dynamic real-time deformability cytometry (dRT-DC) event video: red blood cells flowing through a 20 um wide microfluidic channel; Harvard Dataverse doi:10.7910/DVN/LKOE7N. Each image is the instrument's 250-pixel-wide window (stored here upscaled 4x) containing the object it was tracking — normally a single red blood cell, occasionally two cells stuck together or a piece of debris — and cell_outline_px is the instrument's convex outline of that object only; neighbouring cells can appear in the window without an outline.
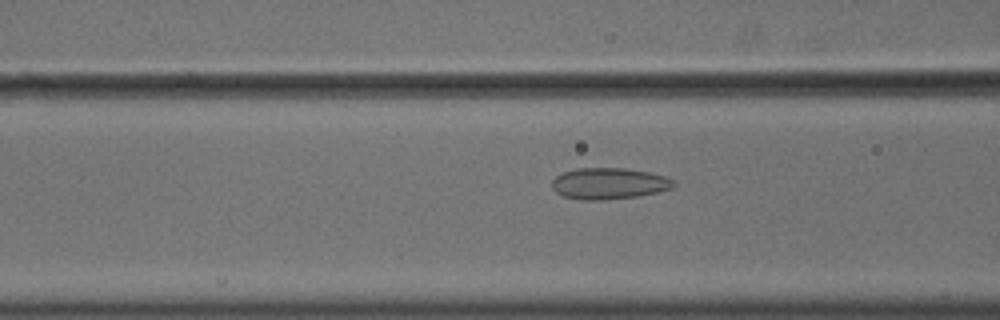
{"species": "common noctule bat (a hibernating species)", "species_latin": "Nyctalus noctula", "temperature_condition": "cold", "stored_images_in_passage": 56, "camera_frame_rate_fps": 3000, "um_per_image_px": 0.085, "animal": {"sex": "male", "body_mass_g": 18.8}, "frame": {"image": 1, "passage_image": 23, "time_ms": 7.333, "image_size_px": [1000, 320], "cell_outline_px": [[676, 184], [672, 188], [656, 192], [636, 196], [604, 200], [584, 200], [564, 196], [556, 192], [552, 188], [552, 180], [556, 176], [564, 172], [576, 168], [624, 168], [648, 172], [664, 176], [676, 180]], "centroid_in_image_um": [51.76, 15.59], "position_along_channel_um": 114.8, "area_um2": 22.14}}
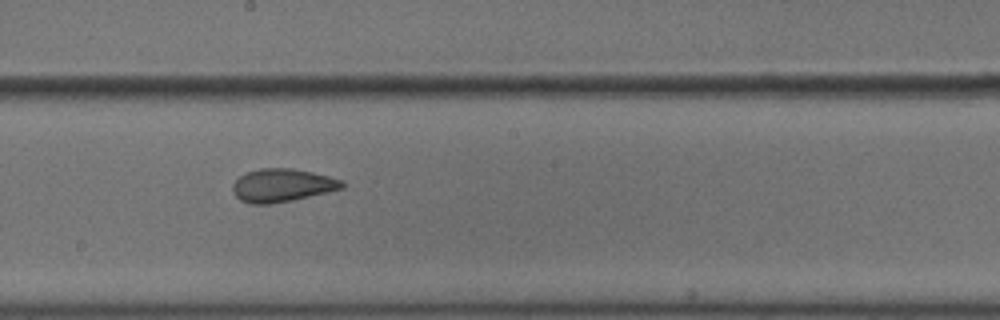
{"frame": {"image": 2, "passage_image": 32, "time_ms": 10.333, "image_size_px": [1000, 320], "cell_outline_px": [[344, 188], [292, 200], [268, 204], [252, 204], [240, 200], [232, 192], [232, 184], [240, 176], [248, 172], [260, 168], [292, 168], [312, 172], [344, 180]], "centroid_in_image_um": [23.98, 15.75], "position_along_channel_um": 224.2, "area_um2": 21.04}}
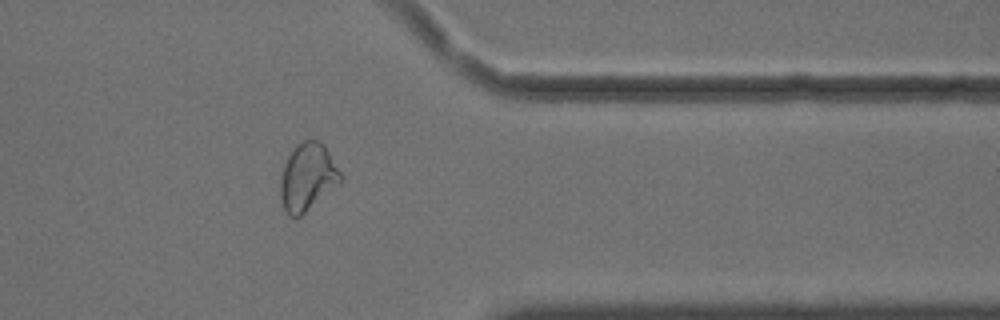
{"frame": {"image": 3, "passage_image": 46, "time_ms": 15.0, "image_size_px": [1000, 320], "cell_outline_px": [[344, 176], [340, 184], [300, 216], [288, 216], [280, 200], [280, 176], [284, 164], [292, 148], [296, 144], [304, 140], [316, 140], [324, 144]], "centroid_in_image_um": [26.15, 15.04], "position_along_channel_um": 385.3, "area_um2": 23.93}, "authors_computed_cell_mechanics": {"area_um2": 24.1893, "velocity_mm_per_s": 3.6322, "shape_relaxation_time_tau1_ms": null, "shape_relaxation_time_tau2_ms": 1.404, "deformation_change_tau1": null, "deformation_change_tau2": 0.0738}}